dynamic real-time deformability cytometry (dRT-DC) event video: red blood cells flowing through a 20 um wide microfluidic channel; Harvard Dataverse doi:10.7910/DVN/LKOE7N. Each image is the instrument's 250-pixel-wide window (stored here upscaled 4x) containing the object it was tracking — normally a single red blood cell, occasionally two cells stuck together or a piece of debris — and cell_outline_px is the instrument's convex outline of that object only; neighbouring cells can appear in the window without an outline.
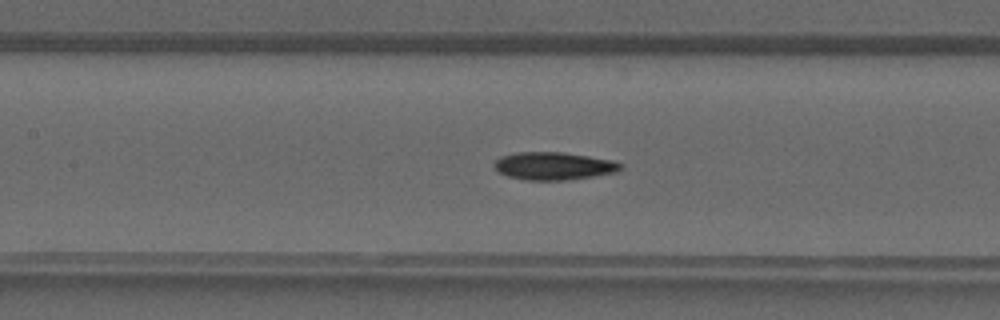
{"species": "common noctule bat (a hibernating species)", "species_latin": "Nyctalus noctula", "temperature_condition": "warm", "stored_images_in_passage": 39, "camera_frame_rate_fps": 3000, "um_per_image_px": 0.085, "animal": {"sex": "male", "forearm_length_mm": 52.5}, "frame": {"image": 1, "passage_image": 17, "time_ms": 5.333, "image_size_px": [1000, 320], "cell_outline_px": [[624, 168], [616, 172], [592, 176], [564, 180], [528, 180], [508, 176], [500, 172], [492, 164], [500, 156], [516, 152], [560, 152], [616, 160], [624, 164]], "centroid_in_image_um": [47.1, 14.1], "position_along_channel_um": 160.3, "area_um2": 20.46}}
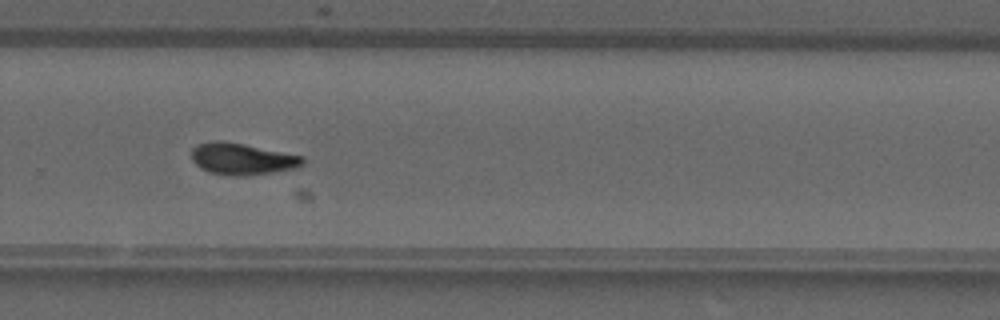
{"frame": {"image": 2, "passage_image": 26, "time_ms": 8.333, "image_size_px": [1000, 320], "cell_outline_px": [[304, 164], [300, 168], [272, 172], [236, 176], [212, 172], [200, 168], [192, 160], [192, 148], [196, 144], [212, 140], [224, 140], [304, 156]], "centroid_in_image_um": [20.6, 13.48], "position_along_channel_um": 309.2, "area_um2": 20.52}}
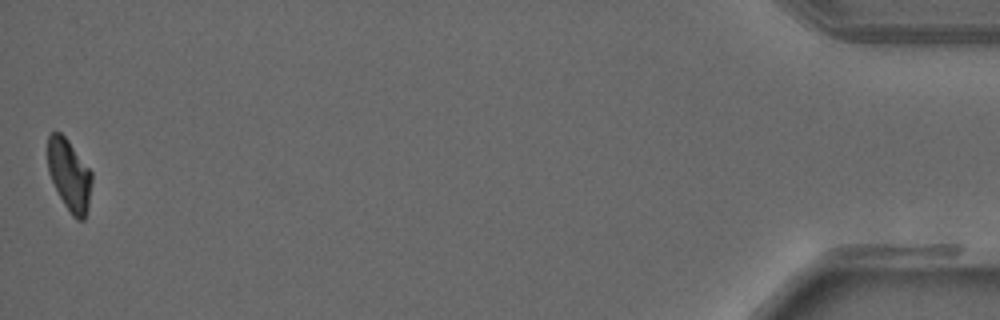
{"frame": {"image": 3, "passage_image": 39, "time_ms": 12.667, "image_size_px": [1000, 320], "cell_outline_px": [[92, 180], [88, 204], [84, 220], [76, 220], [72, 216], [64, 204], [48, 172], [48, 136], [52, 132], [60, 132], [68, 140], [92, 172]], "centroid_in_image_um": [5.89, 14.88], "position_along_channel_um": 429.3, "area_um2": 18.15}}